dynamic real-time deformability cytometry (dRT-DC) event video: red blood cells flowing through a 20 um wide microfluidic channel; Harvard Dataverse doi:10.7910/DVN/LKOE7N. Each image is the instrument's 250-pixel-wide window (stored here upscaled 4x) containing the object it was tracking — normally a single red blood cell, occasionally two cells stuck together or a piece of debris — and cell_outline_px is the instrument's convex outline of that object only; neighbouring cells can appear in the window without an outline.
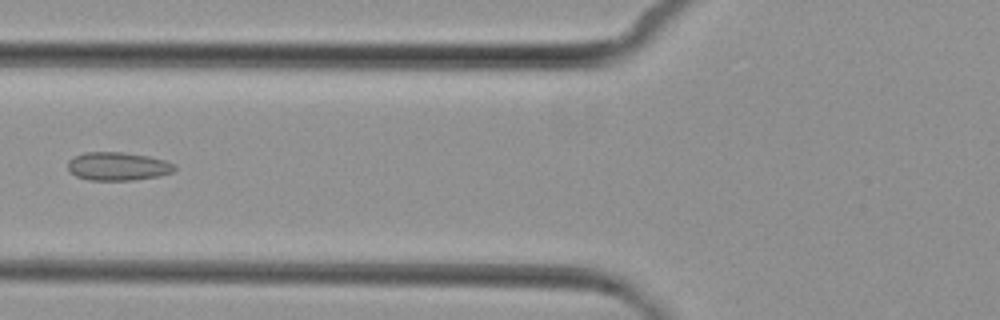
{"species": "common noctule bat (a hibernating species)", "species_latin": "Nyctalus noctula", "temperature_condition": "cold", "stored_images_in_passage": 8, "camera_frame_rate_fps": 3000, "um_per_image_px": 0.085, "animal": {"sex": "female", "body_mass_g": 29.2, "forearm_length_mm": 56.3}, "frame": {"image": 1, "passage_image": 7, "time_ms": 7.0, "image_size_px": [1000, 320], "cell_outline_px": [[176, 168], [172, 172], [160, 176], [132, 180], [88, 180], [76, 176], [68, 172], [68, 160], [72, 156], [84, 152], [124, 152], [148, 156], [164, 160], [176, 164]], "centroid_in_image_um": [9.99, 14.13], "position_along_channel_um": 115.8, "area_um2": 17.86}}
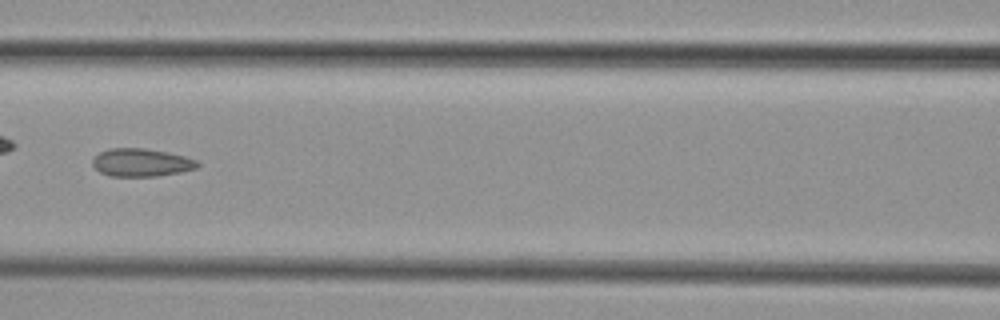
{"frame": {"image": 2, "passage_image": 8, "time_ms": 8.0, "image_size_px": [1000, 320], "cell_outline_px": [[200, 164], [196, 168], [180, 172], [156, 176], [108, 176], [100, 172], [92, 164], [92, 160], [100, 152], [108, 148], [144, 148], [168, 152], [184, 156], [196, 160]], "centroid_in_image_um": [12.0, 13.81], "position_along_channel_um": 154.6, "area_um2": 17.05}}